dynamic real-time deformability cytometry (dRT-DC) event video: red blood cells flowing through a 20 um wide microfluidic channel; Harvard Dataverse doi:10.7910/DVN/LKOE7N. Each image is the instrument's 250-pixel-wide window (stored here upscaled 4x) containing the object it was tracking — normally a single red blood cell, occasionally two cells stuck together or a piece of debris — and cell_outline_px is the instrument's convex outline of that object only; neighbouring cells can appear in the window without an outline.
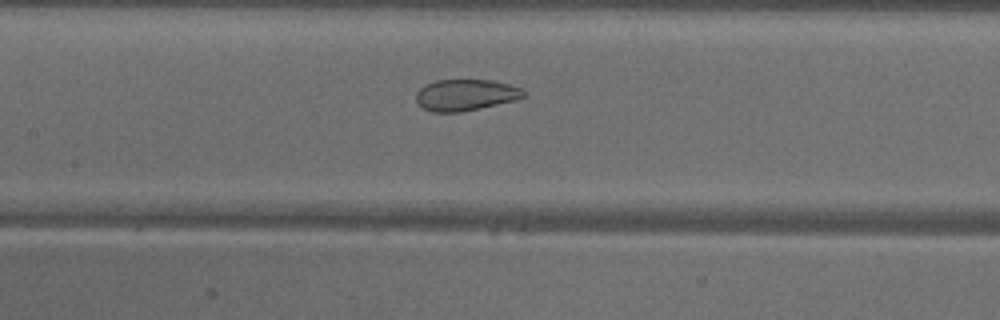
{"species": "common noctule bat (a hibernating species)", "species_latin": "Nyctalus noctula", "temperature_condition": "warm", "stored_images_in_passage": 38, "camera_frame_rate_fps": 3000, "um_per_image_px": 0.085, "animal": {"sex": "male", "body_mass_g": 18.8}, "frame": {"image": 1, "passage_image": 18, "time_ms": 5.667, "image_size_px": [1000, 320], "cell_outline_px": [[524, 96], [512, 100], [480, 108], [460, 112], [432, 112], [424, 108], [416, 100], [416, 92], [424, 84], [436, 80], [492, 80], [508, 84], [520, 88], [524, 92]], "centroid_in_image_um": [39.51, 8.06], "position_along_channel_um": 167.9, "area_um2": 19.36}}
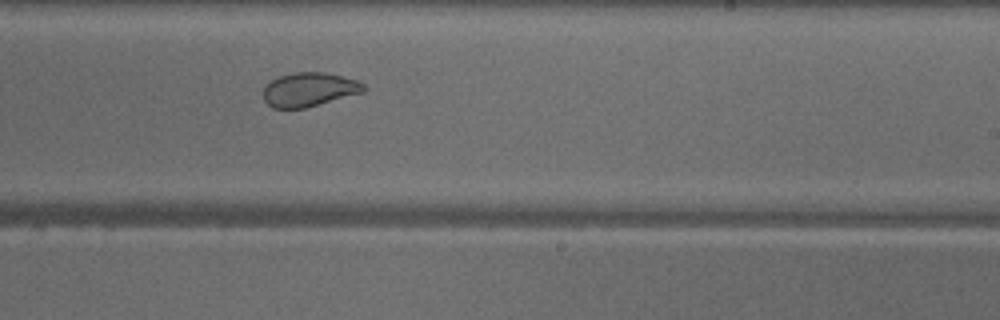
{"frame": {"image": 2, "passage_image": 25, "time_ms": 8.0, "image_size_px": [1000, 320], "cell_outline_px": [[368, 88], [364, 92], [304, 108], [272, 108], [264, 100], [264, 88], [272, 80], [280, 76], [292, 72], [324, 72], [356, 80], [364, 84]], "centroid_in_image_um": [26.29, 7.61], "position_along_channel_um": 262.7, "area_um2": 19.71}}
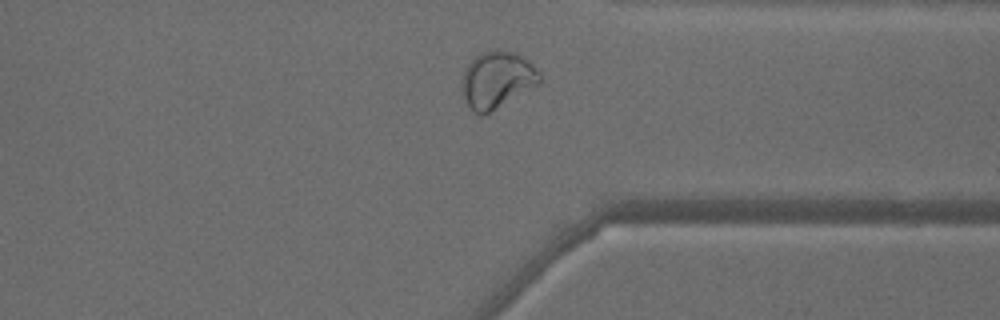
{"frame": {"image": 3, "passage_image": 33, "time_ms": 10.667, "image_size_px": [1000, 320], "cell_outline_px": [[544, 80], [540, 84], [488, 116], [480, 116], [472, 112], [464, 96], [460, 84], [464, 72], [468, 64], [480, 52], [496, 48], [512, 52], [520, 56], [532, 64], [544, 76]], "centroid_in_image_um": [42.28, 6.83], "position_along_channel_um": 369.1, "area_um2": 26.65}, "authors_computed_cell_mechanics": {"area_um2": 23.12, "velocity_mm_per_s": 4.0936, "shape_relaxation_time_tau1_ms": null, "shape_relaxation_time_tau2_ms": 0.9364, "deformation_change_tau1": null, "deformation_change_tau2": 0.0652}}